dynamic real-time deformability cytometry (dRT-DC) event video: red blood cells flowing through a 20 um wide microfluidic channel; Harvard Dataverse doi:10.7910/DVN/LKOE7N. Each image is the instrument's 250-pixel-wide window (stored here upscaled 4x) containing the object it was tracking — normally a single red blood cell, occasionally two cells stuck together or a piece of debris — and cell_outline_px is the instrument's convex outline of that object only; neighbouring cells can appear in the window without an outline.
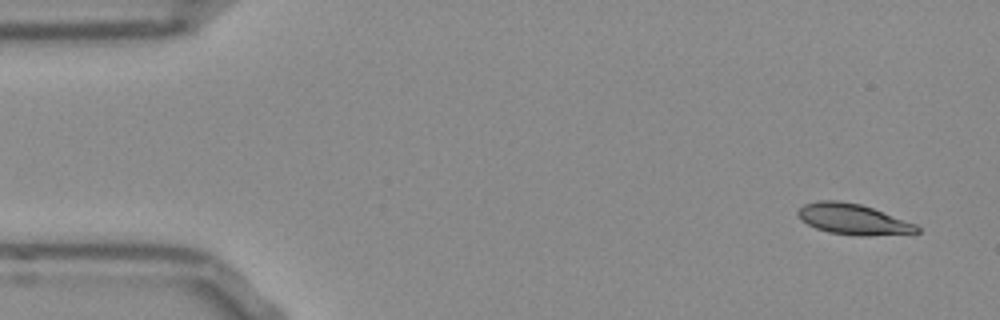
{"species": "Egyptian fruit bat (a non-hibernating species)", "species_latin": "Rousettus aegyptiacus", "temperature_condition": "room temperature", "stored_images_in_passage": 50, "camera_frame_rate_fps": 3000, "um_per_image_px": 0.085, "frame": {"image": 1, "passage_image": 1, "time_ms": 0.0, "image_size_px": [1000, 320], "cell_outline_px": [[920, 232], [868, 236], [860, 236], [828, 232], [816, 228], [800, 220], [796, 212], [804, 204], [820, 200], [840, 200], [860, 204], [872, 208], [916, 224], [920, 228]], "centroid_in_image_um": [72.48, 18.63], "position_along_channel_um": 12.5, "area_um2": 21.21}}
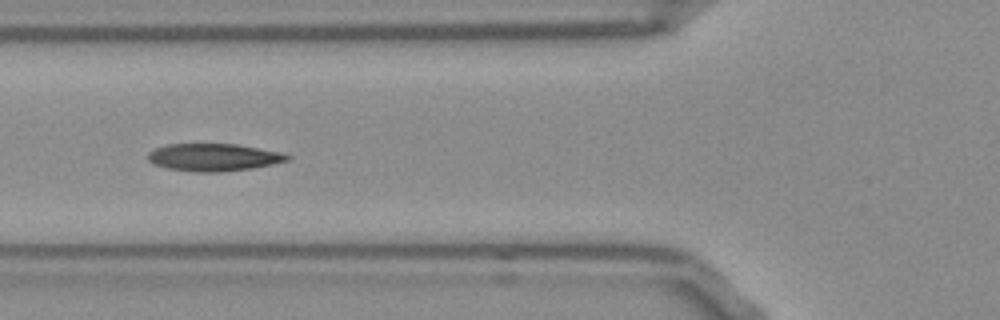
{"frame": {"image": 2, "passage_image": 17, "time_ms": 5.333, "image_size_px": [1000, 320], "cell_outline_px": [[292, 156], [288, 160], [272, 164], [252, 168], [220, 172], [196, 172], [168, 168], [152, 164], [148, 160], [148, 152], [156, 148], [168, 144], [236, 144], [280, 152]], "centroid_in_image_um": [18.14, 13.37], "position_along_channel_um": 107.7, "area_um2": 22.2}}
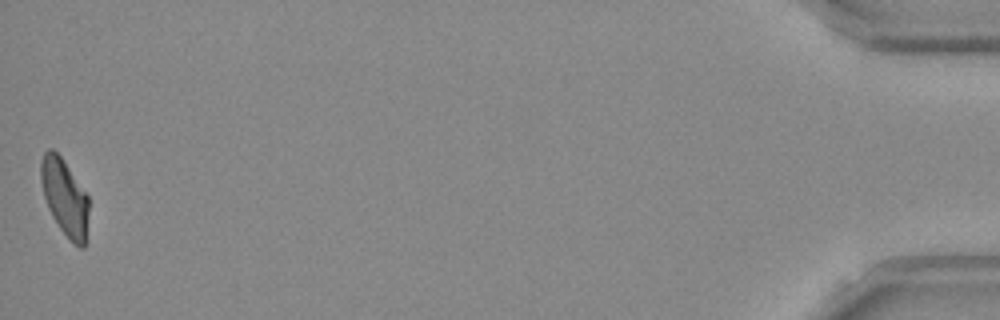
{"frame": {"image": 3, "passage_image": 50, "time_ms": 16.333, "image_size_px": [1000, 320], "cell_outline_px": [[88, 212], [84, 248], [80, 248], [72, 244], [60, 228], [52, 216], [48, 208], [44, 196], [40, 180], [40, 160], [44, 152], [48, 148], [52, 148], [64, 160], [88, 196]], "centroid_in_image_um": [5.48, 16.76], "position_along_channel_um": 429.7, "area_um2": 21.39}, "authors_computed_cell_mechanics": {"area_um2": 22.0507, "velocity_mm_per_s": 3.849, "shape_relaxation_time_tau1_ms": 3.022, "shape_relaxation_time_tau2_ms": 1.9004, "deformation_change_tau1": 0.1592, "deformation_change_tau2": 0.0897}}